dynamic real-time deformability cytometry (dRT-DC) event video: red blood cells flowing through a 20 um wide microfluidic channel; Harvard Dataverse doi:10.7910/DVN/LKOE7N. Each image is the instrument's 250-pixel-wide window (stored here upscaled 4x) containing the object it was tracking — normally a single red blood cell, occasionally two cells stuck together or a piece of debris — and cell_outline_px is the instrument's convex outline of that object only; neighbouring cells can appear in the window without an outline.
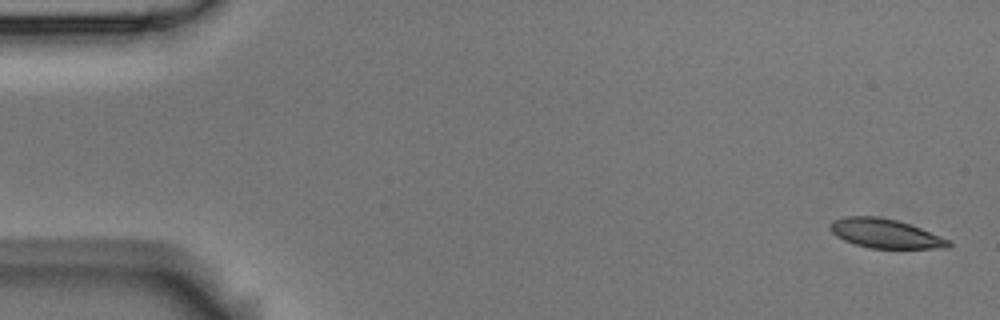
{"species": "Egyptian fruit bat (a non-hibernating species)", "species_latin": "Rousettus aegyptiacus", "temperature_condition": "room temperature", "stored_images_in_passage": 5, "camera_frame_rate_fps": 3000, "um_per_image_px": 0.085, "animal": {"sex": "male"}, "frame": {"image": 1, "passage_image": 1, "time_ms": 0.0, "image_size_px": [1000, 320], "cell_outline_px": [[952, 244], [948, 248], [868, 248], [844, 240], [836, 236], [828, 228], [832, 220], [844, 216], [880, 216], [896, 220], [920, 228], [952, 240]], "centroid_in_image_um": [75.24, 19.84], "position_along_channel_um": 9.8, "area_um2": 20.23}}
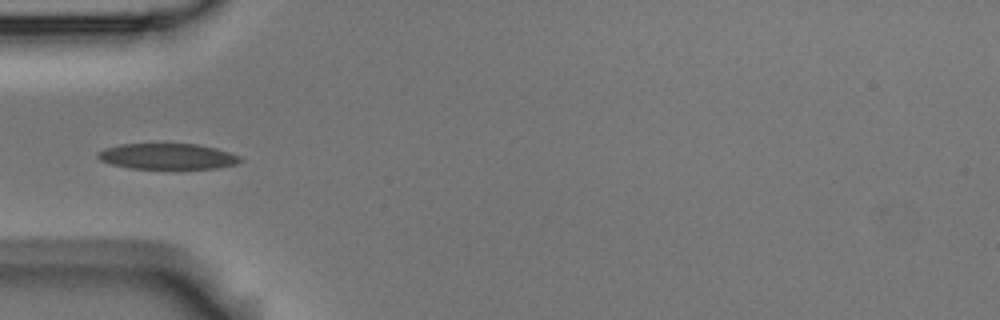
{"frame": {"image": 2, "passage_image": 5, "time_ms": 1.333, "image_size_px": [1000, 320], "cell_outline_px": [[244, 160], [236, 164], [216, 168], [128, 168], [112, 164], [100, 160], [96, 156], [96, 152], [104, 148], [120, 144], [196, 144], [216, 148], [240, 156]], "centroid_in_image_um": [14.21, 13.28], "position_along_channel_um": 70.8, "area_um2": 21.33}}